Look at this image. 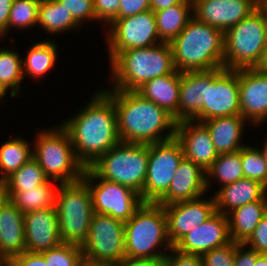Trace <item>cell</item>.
<instances>
[{
  "mask_svg": "<svg viewBox=\"0 0 267 266\" xmlns=\"http://www.w3.org/2000/svg\"><path fill=\"white\" fill-rule=\"evenodd\" d=\"M202 123L207 127L218 154L239 151L247 144H242L244 128L248 121L241 115L211 118Z\"/></svg>",
  "mask_w": 267,
  "mask_h": 266,
  "instance_id": "25",
  "label": "cell"
},
{
  "mask_svg": "<svg viewBox=\"0 0 267 266\" xmlns=\"http://www.w3.org/2000/svg\"><path fill=\"white\" fill-rule=\"evenodd\" d=\"M182 0H150V8L154 12L167 9L170 6L177 5Z\"/></svg>",
  "mask_w": 267,
  "mask_h": 266,
  "instance_id": "48",
  "label": "cell"
},
{
  "mask_svg": "<svg viewBox=\"0 0 267 266\" xmlns=\"http://www.w3.org/2000/svg\"><path fill=\"white\" fill-rule=\"evenodd\" d=\"M24 226L28 252L41 253L62 243L55 206L24 213Z\"/></svg>",
  "mask_w": 267,
  "mask_h": 266,
  "instance_id": "20",
  "label": "cell"
},
{
  "mask_svg": "<svg viewBox=\"0 0 267 266\" xmlns=\"http://www.w3.org/2000/svg\"><path fill=\"white\" fill-rule=\"evenodd\" d=\"M160 266H203V264L200 255L183 253L172 247Z\"/></svg>",
  "mask_w": 267,
  "mask_h": 266,
  "instance_id": "42",
  "label": "cell"
},
{
  "mask_svg": "<svg viewBox=\"0 0 267 266\" xmlns=\"http://www.w3.org/2000/svg\"><path fill=\"white\" fill-rule=\"evenodd\" d=\"M94 93L83 109L60 124L85 168L121 142L112 99L102 88Z\"/></svg>",
  "mask_w": 267,
  "mask_h": 266,
  "instance_id": "1",
  "label": "cell"
},
{
  "mask_svg": "<svg viewBox=\"0 0 267 266\" xmlns=\"http://www.w3.org/2000/svg\"><path fill=\"white\" fill-rule=\"evenodd\" d=\"M120 0H93L96 22H104L107 27L118 19Z\"/></svg>",
  "mask_w": 267,
  "mask_h": 266,
  "instance_id": "41",
  "label": "cell"
},
{
  "mask_svg": "<svg viewBox=\"0 0 267 266\" xmlns=\"http://www.w3.org/2000/svg\"><path fill=\"white\" fill-rule=\"evenodd\" d=\"M263 145H264L263 148L262 149L259 148V149H260V151H261L262 155L264 156V159L267 163V139H265V142L263 143Z\"/></svg>",
  "mask_w": 267,
  "mask_h": 266,
  "instance_id": "55",
  "label": "cell"
},
{
  "mask_svg": "<svg viewBox=\"0 0 267 266\" xmlns=\"http://www.w3.org/2000/svg\"><path fill=\"white\" fill-rule=\"evenodd\" d=\"M7 92L2 85L0 84V102L4 100V98H6L5 96L7 95Z\"/></svg>",
  "mask_w": 267,
  "mask_h": 266,
  "instance_id": "56",
  "label": "cell"
},
{
  "mask_svg": "<svg viewBox=\"0 0 267 266\" xmlns=\"http://www.w3.org/2000/svg\"><path fill=\"white\" fill-rule=\"evenodd\" d=\"M79 266H112V264H107V263H94V262H89L87 260H83Z\"/></svg>",
  "mask_w": 267,
  "mask_h": 266,
  "instance_id": "52",
  "label": "cell"
},
{
  "mask_svg": "<svg viewBox=\"0 0 267 266\" xmlns=\"http://www.w3.org/2000/svg\"><path fill=\"white\" fill-rule=\"evenodd\" d=\"M83 28L87 22L96 21L93 0H57ZM83 24V26H82Z\"/></svg>",
  "mask_w": 267,
  "mask_h": 266,
  "instance_id": "40",
  "label": "cell"
},
{
  "mask_svg": "<svg viewBox=\"0 0 267 266\" xmlns=\"http://www.w3.org/2000/svg\"><path fill=\"white\" fill-rule=\"evenodd\" d=\"M0 266H11V260L0 255Z\"/></svg>",
  "mask_w": 267,
  "mask_h": 266,
  "instance_id": "53",
  "label": "cell"
},
{
  "mask_svg": "<svg viewBox=\"0 0 267 266\" xmlns=\"http://www.w3.org/2000/svg\"><path fill=\"white\" fill-rule=\"evenodd\" d=\"M11 266H47L40 253L24 251L11 259Z\"/></svg>",
  "mask_w": 267,
  "mask_h": 266,
  "instance_id": "46",
  "label": "cell"
},
{
  "mask_svg": "<svg viewBox=\"0 0 267 266\" xmlns=\"http://www.w3.org/2000/svg\"><path fill=\"white\" fill-rule=\"evenodd\" d=\"M238 242L230 243L214 248L201 255L203 266H234L235 252Z\"/></svg>",
  "mask_w": 267,
  "mask_h": 266,
  "instance_id": "39",
  "label": "cell"
},
{
  "mask_svg": "<svg viewBox=\"0 0 267 266\" xmlns=\"http://www.w3.org/2000/svg\"><path fill=\"white\" fill-rule=\"evenodd\" d=\"M267 41V18L258 6L224 32V68H255Z\"/></svg>",
  "mask_w": 267,
  "mask_h": 266,
  "instance_id": "7",
  "label": "cell"
},
{
  "mask_svg": "<svg viewBox=\"0 0 267 266\" xmlns=\"http://www.w3.org/2000/svg\"><path fill=\"white\" fill-rule=\"evenodd\" d=\"M14 0H0V39L8 36V18Z\"/></svg>",
  "mask_w": 267,
  "mask_h": 266,
  "instance_id": "47",
  "label": "cell"
},
{
  "mask_svg": "<svg viewBox=\"0 0 267 266\" xmlns=\"http://www.w3.org/2000/svg\"><path fill=\"white\" fill-rule=\"evenodd\" d=\"M254 266H267V255L260 254Z\"/></svg>",
  "mask_w": 267,
  "mask_h": 266,
  "instance_id": "51",
  "label": "cell"
},
{
  "mask_svg": "<svg viewBox=\"0 0 267 266\" xmlns=\"http://www.w3.org/2000/svg\"><path fill=\"white\" fill-rule=\"evenodd\" d=\"M112 88L136 91L145 82L176 71L169 43L120 51L110 62Z\"/></svg>",
  "mask_w": 267,
  "mask_h": 266,
  "instance_id": "5",
  "label": "cell"
},
{
  "mask_svg": "<svg viewBox=\"0 0 267 266\" xmlns=\"http://www.w3.org/2000/svg\"><path fill=\"white\" fill-rule=\"evenodd\" d=\"M260 254L244 243L236 246L234 266H254Z\"/></svg>",
  "mask_w": 267,
  "mask_h": 266,
  "instance_id": "45",
  "label": "cell"
},
{
  "mask_svg": "<svg viewBox=\"0 0 267 266\" xmlns=\"http://www.w3.org/2000/svg\"><path fill=\"white\" fill-rule=\"evenodd\" d=\"M180 78L181 72L176 70L145 82L136 92L166 110L178 122Z\"/></svg>",
  "mask_w": 267,
  "mask_h": 266,
  "instance_id": "26",
  "label": "cell"
},
{
  "mask_svg": "<svg viewBox=\"0 0 267 266\" xmlns=\"http://www.w3.org/2000/svg\"><path fill=\"white\" fill-rule=\"evenodd\" d=\"M148 144L120 142L90 168L102 179L133 189L141 196L148 168Z\"/></svg>",
  "mask_w": 267,
  "mask_h": 266,
  "instance_id": "9",
  "label": "cell"
},
{
  "mask_svg": "<svg viewBox=\"0 0 267 266\" xmlns=\"http://www.w3.org/2000/svg\"><path fill=\"white\" fill-rule=\"evenodd\" d=\"M169 44L179 72L224 67V32L194 17Z\"/></svg>",
  "mask_w": 267,
  "mask_h": 266,
  "instance_id": "4",
  "label": "cell"
},
{
  "mask_svg": "<svg viewBox=\"0 0 267 266\" xmlns=\"http://www.w3.org/2000/svg\"><path fill=\"white\" fill-rule=\"evenodd\" d=\"M54 126L41 129L35 136L31 146L33 158L57 184L80 181L85 167L75 155L68 132L60 124Z\"/></svg>",
  "mask_w": 267,
  "mask_h": 266,
  "instance_id": "6",
  "label": "cell"
},
{
  "mask_svg": "<svg viewBox=\"0 0 267 266\" xmlns=\"http://www.w3.org/2000/svg\"><path fill=\"white\" fill-rule=\"evenodd\" d=\"M149 9L150 0H120L118 18L133 16Z\"/></svg>",
  "mask_w": 267,
  "mask_h": 266,
  "instance_id": "44",
  "label": "cell"
},
{
  "mask_svg": "<svg viewBox=\"0 0 267 266\" xmlns=\"http://www.w3.org/2000/svg\"><path fill=\"white\" fill-rule=\"evenodd\" d=\"M124 226L125 260L160 266L173 247L168 237L167 217L163 205L143 202L133 216L124 222Z\"/></svg>",
  "mask_w": 267,
  "mask_h": 266,
  "instance_id": "3",
  "label": "cell"
},
{
  "mask_svg": "<svg viewBox=\"0 0 267 266\" xmlns=\"http://www.w3.org/2000/svg\"><path fill=\"white\" fill-rule=\"evenodd\" d=\"M178 122H201V108L206 102V71L181 72Z\"/></svg>",
  "mask_w": 267,
  "mask_h": 266,
  "instance_id": "23",
  "label": "cell"
},
{
  "mask_svg": "<svg viewBox=\"0 0 267 266\" xmlns=\"http://www.w3.org/2000/svg\"><path fill=\"white\" fill-rule=\"evenodd\" d=\"M112 266H157L151 263L142 262V261H129L123 260L117 263L112 264Z\"/></svg>",
  "mask_w": 267,
  "mask_h": 266,
  "instance_id": "50",
  "label": "cell"
},
{
  "mask_svg": "<svg viewBox=\"0 0 267 266\" xmlns=\"http://www.w3.org/2000/svg\"><path fill=\"white\" fill-rule=\"evenodd\" d=\"M14 47L0 48V84L7 91L10 97H18L20 83L24 79L22 58L18 52L13 51Z\"/></svg>",
  "mask_w": 267,
  "mask_h": 266,
  "instance_id": "35",
  "label": "cell"
},
{
  "mask_svg": "<svg viewBox=\"0 0 267 266\" xmlns=\"http://www.w3.org/2000/svg\"><path fill=\"white\" fill-rule=\"evenodd\" d=\"M193 17L225 32L259 6V0H192Z\"/></svg>",
  "mask_w": 267,
  "mask_h": 266,
  "instance_id": "16",
  "label": "cell"
},
{
  "mask_svg": "<svg viewBox=\"0 0 267 266\" xmlns=\"http://www.w3.org/2000/svg\"><path fill=\"white\" fill-rule=\"evenodd\" d=\"M259 7L264 11L267 18V0H259Z\"/></svg>",
  "mask_w": 267,
  "mask_h": 266,
  "instance_id": "54",
  "label": "cell"
},
{
  "mask_svg": "<svg viewBox=\"0 0 267 266\" xmlns=\"http://www.w3.org/2000/svg\"><path fill=\"white\" fill-rule=\"evenodd\" d=\"M267 213V195L261 199L236 208L228 216L231 240L244 243Z\"/></svg>",
  "mask_w": 267,
  "mask_h": 266,
  "instance_id": "27",
  "label": "cell"
},
{
  "mask_svg": "<svg viewBox=\"0 0 267 266\" xmlns=\"http://www.w3.org/2000/svg\"><path fill=\"white\" fill-rule=\"evenodd\" d=\"M40 0H14L8 18V34L10 29H29L38 24Z\"/></svg>",
  "mask_w": 267,
  "mask_h": 266,
  "instance_id": "36",
  "label": "cell"
},
{
  "mask_svg": "<svg viewBox=\"0 0 267 266\" xmlns=\"http://www.w3.org/2000/svg\"><path fill=\"white\" fill-rule=\"evenodd\" d=\"M24 251V214L6 198L0 205V255L11 260Z\"/></svg>",
  "mask_w": 267,
  "mask_h": 266,
  "instance_id": "22",
  "label": "cell"
},
{
  "mask_svg": "<svg viewBox=\"0 0 267 266\" xmlns=\"http://www.w3.org/2000/svg\"><path fill=\"white\" fill-rule=\"evenodd\" d=\"M49 178L39 163L31 158L22 165L17 171L8 176L1 184L4 192H23L26 189L46 183Z\"/></svg>",
  "mask_w": 267,
  "mask_h": 266,
  "instance_id": "34",
  "label": "cell"
},
{
  "mask_svg": "<svg viewBox=\"0 0 267 266\" xmlns=\"http://www.w3.org/2000/svg\"><path fill=\"white\" fill-rule=\"evenodd\" d=\"M204 196L163 206L167 217L168 237L173 246L216 212L214 196Z\"/></svg>",
  "mask_w": 267,
  "mask_h": 266,
  "instance_id": "15",
  "label": "cell"
},
{
  "mask_svg": "<svg viewBox=\"0 0 267 266\" xmlns=\"http://www.w3.org/2000/svg\"><path fill=\"white\" fill-rule=\"evenodd\" d=\"M255 69L267 74V41H266V44L263 48L261 58L257 64V66L255 67Z\"/></svg>",
  "mask_w": 267,
  "mask_h": 266,
  "instance_id": "49",
  "label": "cell"
},
{
  "mask_svg": "<svg viewBox=\"0 0 267 266\" xmlns=\"http://www.w3.org/2000/svg\"><path fill=\"white\" fill-rule=\"evenodd\" d=\"M40 254L47 266H79L84 260L81 246L71 243H61Z\"/></svg>",
  "mask_w": 267,
  "mask_h": 266,
  "instance_id": "38",
  "label": "cell"
},
{
  "mask_svg": "<svg viewBox=\"0 0 267 266\" xmlns=\"http://www.w3.org/2000/svg\"><path fill=\"white\" fill-rule=\"evenodd\" d=\"M103 91L114 103L117 130L122 143L153 144L175 137L177 122L154 102L136 91Z\"/></svg>",
  "mask_w": 267,
  "mask_h": 266,
  "instance_id": "2",
  "label": "cell"
},
{
  "mask_svg": "<svg viewBox=\"0 0 267 266\" xmlns=\"http://www.w3.org/2000/svg\"><path fill=\"white\" fill-rule=\"evenodd\" d=\"M37 25L42 27V30L49 36H57L62 32L66 34L68 30L77 31L81 28L70 12L57 0H40Z\"/></svg>",
  "mask_w": 267,
  "mask_h": 266,
  "instance_id": "31",
  "label": "cell"
},
{
  "mask_svg": "<svg viewBox=\"0 0 267 266\" xmlns=\"http://www.w3.org/2000/svg\"><path fill=\"white\" fill-rule=\"evenodd\" d=\"M6 195L4 194V191L2 189V187L0 186V205L1 203L6 199Z\"/></svg>",
  "mask_w": 267,
  "mask_h": 266,
  "instance_id": "57",
  "label": "cell"
},
{
  "mask_svg": "<svg viewBox=\"0 0 267 266\" xmlns=\"http://www.w3.org/2000/svg\"><path fill=\"white\" fill-rule=\"evenodd\" d=\"M57 49V44L49 38L34 43L26 51V57L22 58L24 78L29 75V78L32 77L34 80L42 79L47 72H51L50 70L54 68L58 58Z\"/></svg>",
  "mask_w": 267,
  "mask_h": 266,
  "instance_id": "29",
  "label": "cell"
},
{
  "mask_svg": "<svg viewBox=\"0 0 267 266\" xmlns=\"http://www.w3.org/2000/svg\"><path fill=\"white\" fill-rule=\"evenodd\" d=\"M25 138L15 136L0 146V184L13 172L33 158V151Z\"/></svg>",
  "mask_w": 267,
  "mask_h": 266,
  "instance_id": "32",
  "label": "cell"
},
{
  "mask_svg": "<svg viewBox=\"0 0 267 266\" xmlns=\"http://www.w3.org/2000/svg\"><path fill=\"white\" fill-rule=\"evenodd\" d=\"M241 114L238 70L224 67L206 71V102L201 122L211 118Z\"/></svg>",
  "mask_w": 267,
  "mask_h": 266,
  "instance_id": "14",
  "label": "cell"
},
{
  "mask_svg": "<svg viewBox=\"0 0 267 266\" xmlns=\"http://www.w3.org/2000/svg\"><path fill=\"white\" fill-rule=\"evenodd\" d=\"M81 248L84 259L89 262L114 264L125 260L124 222L94 213Z\"/></svg>",
  "mask_w": 267,
  "mask_h": 266,
  "instance_id": "10",
  "label": "cell"
},
{
  "mask_svg": "<svg viewBox=\"0 0 267 266\" xmlns=\"http://www.w3.org/2000/svg\"><path fill=\"white\" fill-rule=\"evenodd\" d=\"M231 241L228 216L216 211L208 220L183 236L173 247L183 253L201 256Z\"/></svg>",
  "mask_w": 267,
  "mask_h": 266,
  "instance_id": "18",
  "label": "cell"
},
{
  "mask_svg": "<svg viewBox=\"0 0 267 266\" xmlns=\"http://www.w3.org/2000/svg\"><path fill=\"white\" fill-rule=\"evenodd\" d=\"M154 13L161 42L170 43L193 18V3L192 0H182Z\"/></svg>",
  "mask_w": 267,
  "mask_h": 266,
  "instance_id": "28",
  "label": "cell"
},
{
  "mask_svg": "<svg viewBox=\"0 0 267 266\" xmlns=\"http://www.w3.org/2000/svg\"><path fill=\"white\" fill-rule=\"evenodd\" d=\"M206 193V171L192 161L183 158L167 192L156 203L165 206L196 199Z\"/></svg>",
  "mask_w": 267,
  "mask_h": 266,
  "instance_id": "21",
  "label": "cell"
},
{
  "mask_svg": "<svg viewBox=\"0 0 267 266\" xmlns=\"http://www.w3.org/2000/svg\"><path fill=\"white\" fill-rule=\"evenodd\" d=\"M214 193L216 211L227 216L242 205L263 199L267 195V187L256 180L243 177Z\"/></svg>",
  "mask_w": 267,
  "mask_h": 266,
  "instance_id": "24",
  "label": "cell"
},
{
  "mask_svg": "<svg viewBox=\"0 0 267 266\" xmlns=\"http://www.w3.org/2000/svg\"><path fill=\"white\" fill-rule=\"evenodd\" d=\"M110 28V29H109ZM106 30L109 61L120 51L161 43L155 13L149 9L136 15L115 19Z\"/></svg>",
  "mask_w": 267,
  "mask_h": 266,
  "instance_id": "13",
  "label": "cell"
},
{
  "mask_svg": "<svg viewBox=\"0 0 267 266\" xmlns=\"http://www.w3.org/2000/svg\"><path fill=\"white\" fill-rule=\"evenodd\" d=\"M148 168L141 192L143 202L156 203L168 190L174 173L184 158L181 143L176 137L148 144Z\"/></svg>",
  "mask_w": 267,
  "mask_h": 266,
  "instance_id": "12",
  "label": "cell"
},
{
  "mask_svg": "<svg viewBox=\"0 0 267 266\" xmlns=\"http://www.w3.org/2000/svg\"><path fill=\"white\" fill-rule=\"evenodd\" d=\"M82 180L90 189L94 213L126 222L143 204L136 191L100 178L90 167L85 168Z\"/></svg>",
  "mask_w": 267,
  "mask_h": 266,
  "instance_id": "11",
  "label": "cell"
},
{
  "mask_svg": "<svg viewBox=\"0 0 267 266\" xmlns=\"http://www.w3.org/2000/svg\"><path fill=\"white\" fill-rule=\"evenodd\" d=\"M244 244L259 254L267 255V213L260 220L254 232Z\"/></svg>",
  "mask_w": 267,
  "mask_h": 266,
  "instance_id": "43",
  "label": "cell"
},
{
  "mask_svg": "<svg viewBox=\"0 0 267 266\" xmlns=\"http://www.w3.org/2000/svg\"><path fill=\"white\" fill-rule=\"evenodd\" d=\"M244 177L256 180L267 187V163L259 147L246 145L241 148Z\"/></svg>",
  "mask_w": 267,
  "mask_h": 266,
  "instance_id": "37",
  "label": "cell"
},
{
  "mask_svg": "<svg viewBox=\"0 0 267 266\" xmlns=\"http://www.w3.org/2000/svg\"><path fill=\"white\" fill-rule=\"evenodd\" d=\"M54 184V180L49 179L46 183L23 192H4V194L24 214L54 207L58 189Z\"/></svg>",
  "mask_w": 267,
  "mask_h": 266,
  "instance_id": "30",
  "label": "cell"
},
{
  "mask_svg": "<svg viewBox=\"0 0 267 266\" xmlns=\"http://www.w3.org/2000/svg\"><path fill=\"white\" fill-rule=\"evenodd\" d=\"M176 139L181 143L184 158L207 171L216 160V152L210 132L202 122L185 120L177 122Z\"/></svg>",
  "mask_w": 267,
  "mask_h": 266,
  "instance_id": "19",
  "label": "cell"
},
{
  "mask_svg": "<svg viewBox=\"0 0 267 266\" xmlns=\"http://www.w3.org/2000/svg\"><path fill=\"white\" fill-rule=\"evenodd\" d=\"M244 177L241 162V149L233 153L218 154L216 160L206 171L207 193L214 179L220 183V187L233 183Z\"/></svg>",
  "mask_w": 267,
  "mask_h": 266,
  "instance_id": "33",
  "label": "cell"
},
{
  "mask_svg": "<svg viewBox=\"0 0 267 266\" xmlns=\"http://www.w3.org/2000/svg\"><path fill=\"white\" fill-rule=\"evenodd\" d=\"M57 186L55 209L61 242L81 246L94 215L90 189L83 180Z\"/></svg>",
  "mask_w": 267,
  "mask_h": 266,
  "instance_id": "8",
  "label": "cell"
},
{
  "mask_svg": "<svg viewBox=\"0 0 267 266\" xmlns=\"http://www.w3.org/2000/svg\"><path fill=\"white\" fill-rule=\"evenodd\" d=\"M241 115L254 127L267 120V74L255 68L238 69Z\"/></svg>",
  "mask_w": 267,
  "mask_h": 266,
  "instance_id": "17",
  "label": "cell"
}]
</instances>
